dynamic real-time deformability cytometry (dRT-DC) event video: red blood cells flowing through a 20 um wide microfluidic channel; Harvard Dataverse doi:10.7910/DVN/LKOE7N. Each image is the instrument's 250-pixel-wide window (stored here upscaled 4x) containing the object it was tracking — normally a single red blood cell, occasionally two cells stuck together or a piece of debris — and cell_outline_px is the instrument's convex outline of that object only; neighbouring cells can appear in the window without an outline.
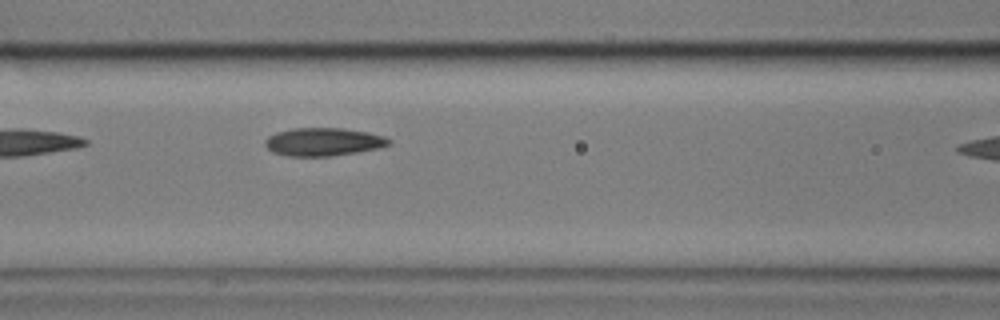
{"species": "common noctule bat (a hibernating species)", "species_latin": "Nyctalus noctula", "temperature_condition": "cold", "stored_images_in_passage": 8, "camera_frame_rate_fps": 3000, "um_per_image_px": 0.085, "animal": {"sex": "male", "body_mass_g": 17.9}, "frame": {"image": 1, "passage_image": 7, "time_ms": 2.0, "image_size_px": [1000, 320], "cell_outline_px": [[392, 144], [380, 148], [332, 156], [288, 156], [272, 152], [264, 144], [264, 140], [268, 136], [276, 132], [292, 128], [344, 128], [368, 132], [384, 136], [392, 140]], "centroid_in_image_um": [27.5, 12.05], "position_along_channel_um": 139.1, "area_um2": 20.46}}